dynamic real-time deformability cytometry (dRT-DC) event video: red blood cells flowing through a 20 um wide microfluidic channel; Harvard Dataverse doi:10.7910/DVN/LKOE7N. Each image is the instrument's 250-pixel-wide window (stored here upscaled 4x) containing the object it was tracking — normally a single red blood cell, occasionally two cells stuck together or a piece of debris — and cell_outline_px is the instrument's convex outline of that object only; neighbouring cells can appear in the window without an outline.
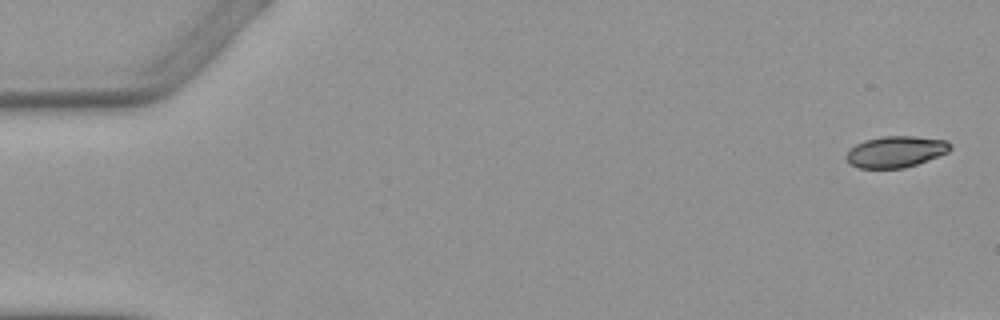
{"species": "Egyptian fruit bat (a non-hibernating species)", "species_latin": "Rousettus aegyptiacus", "temperature_condition": "warm", "stored_images_in_passage": 6, "camera_frame_rate_fps": 3000, "um_per_image_px": 0.085, "animal": {"sex": "female"}, "frame": {"image": 1, "passage_image": 1, "time_ms": 0.0, "image_size_px": [1000, 320], "cell_outline_px": [[952, 148], [948, 152], [916, 164], [904, 168], [860, 168], [852, 164], [844, 156], [856, 144], [864, 140], [884, 136], [912, 136], [948, 140], [952, 144]], "centroid_in_image_um": [76.17, 12.88], "position_along_channel_um": 8.8, "area_um2": 18.84}}